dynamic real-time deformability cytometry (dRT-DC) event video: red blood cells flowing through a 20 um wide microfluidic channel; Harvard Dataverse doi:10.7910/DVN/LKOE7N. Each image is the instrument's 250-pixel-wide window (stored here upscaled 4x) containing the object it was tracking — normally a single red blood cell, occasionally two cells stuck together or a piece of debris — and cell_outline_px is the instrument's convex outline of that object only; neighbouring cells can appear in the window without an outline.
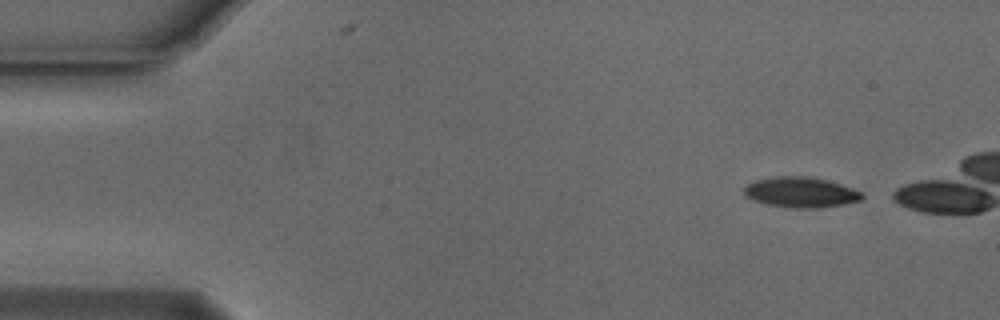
{"species": "Egyptian fruit bat (a non-hibernating species)", "species_latin": "Rousettus aegyptiacus", "temperature_condition": "cold", "stored_images_in_passage": 16, "camera_frame_rate_fps": 3000, "um_per_image_px": 0.085, "animal": {"sex": "male"}, "frame": {"image": 1, "passage_image": 1, "time_ms": 0.0, "image_size_px": [1000, 320], "cell_outline_px": [[864, 196], [860, 200], [840, 204], [816, 208], [788, 208], [768, 204], [752, 200], [744, 192], [744, 188], [748, 184], [756, 180], [776, 176], [804, 176], [824, 180], [840, 184], [852, 188], [860, 192]], "centroid_in_image_um": [68.03, 16.34], "position_along_channel_um": 17.0, "area_um2": 20.46}}
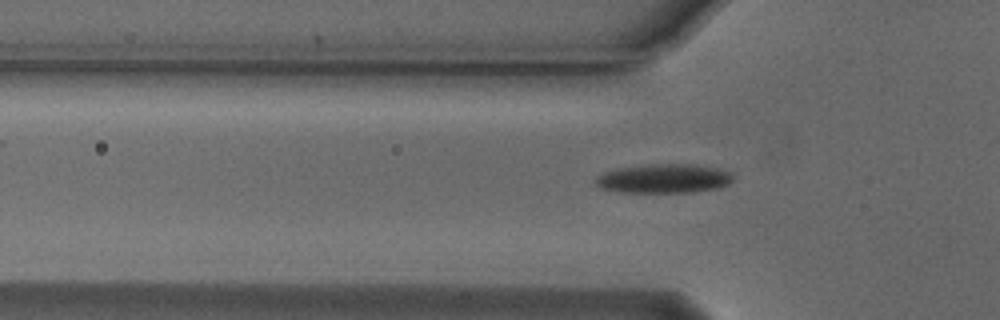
{"frame": {"image": 2, "passage_image": 13, "time_ms": 4.0, "image_size_px": [1000, 320], "cell_outline_px": [[732, 180], [728, 184], [720, 188], [692, 192], [616, 192], [600, 188], [596, 184], [596, 176], [604, 172], [616, 168], [652, 164], [696, 164], [716, 168], [728, 172], [732, 176]], "centroid_in_image_um": [56.4, 15.18], "position_along_channel_um": 69.4, "area_um2": 23.35}}